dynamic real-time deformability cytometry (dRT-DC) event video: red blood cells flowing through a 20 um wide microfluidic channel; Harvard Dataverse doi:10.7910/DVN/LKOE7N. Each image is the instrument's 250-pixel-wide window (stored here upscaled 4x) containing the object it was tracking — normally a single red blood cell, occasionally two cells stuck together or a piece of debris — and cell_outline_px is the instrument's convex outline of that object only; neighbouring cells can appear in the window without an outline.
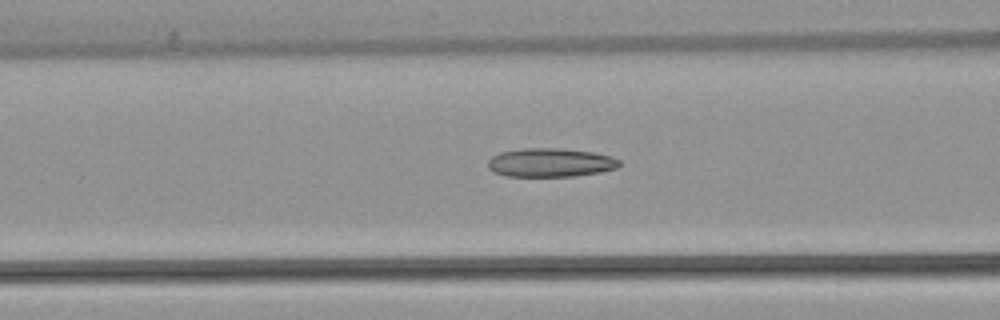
{"species": "common noctule bat (a hibernating species)", "species_latin": "Nyctalus noctula", "temperature_condition": "warm", "stored_images_in_passage": 25, "camera_frame_rate_fps": 3000, "um_per_image_px": 0.085, "animal": {"sex": "female", "body_mass_g": 22.7, "forearm_length_mm": 54.2}, "frame": {"image": 1, "passage_image": 22, "time_ms": 7.0, "image_size_px": [1000, 320], "cell_outline_px": [[620, 164], [616, 168], [600, 172], [576, 176], [504, 176], [492, 172], [488, 168], [488, 160], [492, 156], [500, 152], [520, 148], [564, 148], [592, 152], [612, 156], [620, 160]], "centroid_in_image_um": [46.76, 13.81], "position_along_channel_um": 119.8, "area_um2": 22.25}}
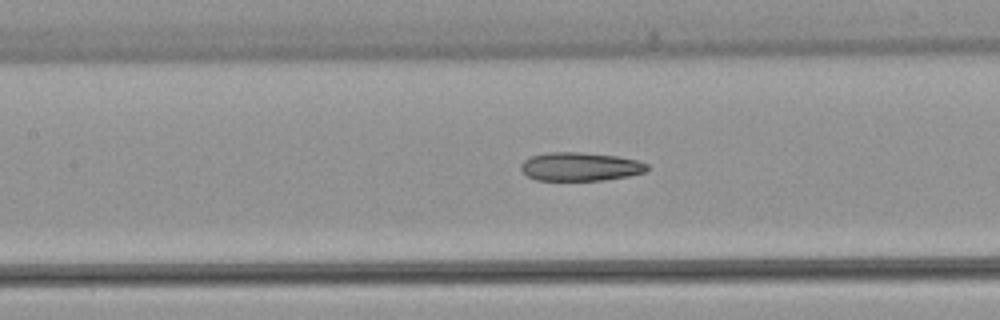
{"frame": {"image": 2, "passage_image": 25, "time_ms": 8.0, "image_size_px": [1000, 320], "cell_outline_px": [[648, 168], [644, 172], [628, 176], [604, 180], [536, 180], [528, 176], [520, 168], [520, 164], [524, 160], [532, 156], [548, 152], [580, 152], [616, 156], [636, 160], [648, 164]], "centroid_in_image_um": [49.3, 14.16], "position_along_channel_um": 158.1, "area_um2": 20.87}}